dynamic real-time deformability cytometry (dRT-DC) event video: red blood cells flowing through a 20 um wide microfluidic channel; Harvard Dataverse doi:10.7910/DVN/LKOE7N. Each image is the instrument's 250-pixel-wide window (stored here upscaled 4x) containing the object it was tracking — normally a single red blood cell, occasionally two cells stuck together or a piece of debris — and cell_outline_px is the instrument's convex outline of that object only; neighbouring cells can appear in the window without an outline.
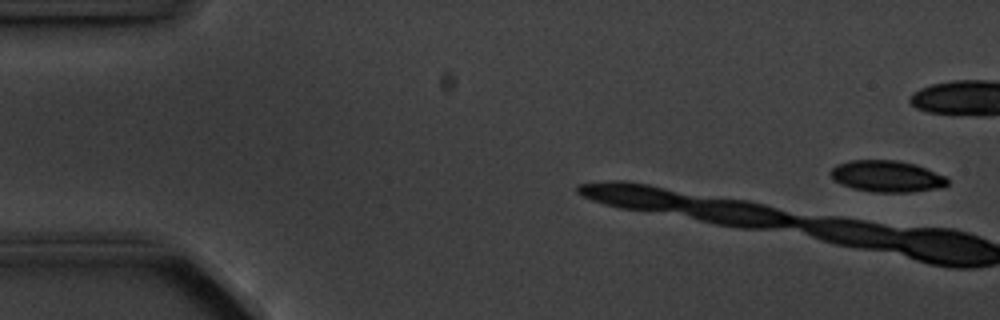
{"species": "common noctule bat (a hibernating species)", "species_latin": "Nyctalus noctula", "temperature_condition": "cold", "stored_images_in_passage": 3, "camera_frame_rate_fps": 3000, "um_per_image_px": 0.085, "animal": {"sex": "male", "body_mass_g": 20.1, "forearm_length_mm": 53.5}, "frame": {"image": 1, "passage_image": 1, "time_ms": 0.0, "image_size_px": [1000, 320], "cell_outline_px": [[948, 184], [944, 188], [908, 192], [872, 192], [852, 188], [840, 184], [832, 176], [832, 168], [836, 164], [848, 160], [896, 160], [916, 164], [944, 176], [948, 180]], "centroid_in_image_um": [75.39, 14.98], "position_along_channel_um": 9.6, "area_um2": 21.44}}